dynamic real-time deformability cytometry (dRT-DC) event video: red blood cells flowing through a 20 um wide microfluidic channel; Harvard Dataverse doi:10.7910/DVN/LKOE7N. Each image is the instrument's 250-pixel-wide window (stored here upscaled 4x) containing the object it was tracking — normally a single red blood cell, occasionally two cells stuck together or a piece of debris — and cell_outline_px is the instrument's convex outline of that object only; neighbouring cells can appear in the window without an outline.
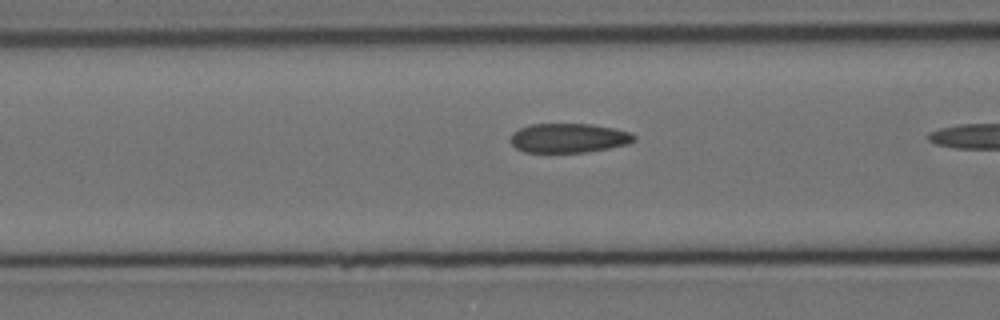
{"species": "Egyptian fruit bat (a non-hibernating species)", "species_latin": "Rousettus aegyptiacus", "temperature_condition": "cold", "stored_images_in_passage": 11, "camera_frame_rate_fps": 3000, "um_per_image_px": 0.085, "animal": {"sex": "female"}, "frame": {"image": 1, "passage_image": 10, "time_ms": 3.0, "image_size_px": [1000, 320], "cell_outline_px": [[636, 140], [628, 144], [608, 148], [584, 152], [524, 152], [516, 148], [512, 144], [512, 132], [520, 128], [532, 124], [588, 124], [612, 128], [628, 132], [636, 136]], "centroid_in_image_um": [48.33, 11.73], "position_along_channel_um": 118.3, "area_um2": 20.87}}